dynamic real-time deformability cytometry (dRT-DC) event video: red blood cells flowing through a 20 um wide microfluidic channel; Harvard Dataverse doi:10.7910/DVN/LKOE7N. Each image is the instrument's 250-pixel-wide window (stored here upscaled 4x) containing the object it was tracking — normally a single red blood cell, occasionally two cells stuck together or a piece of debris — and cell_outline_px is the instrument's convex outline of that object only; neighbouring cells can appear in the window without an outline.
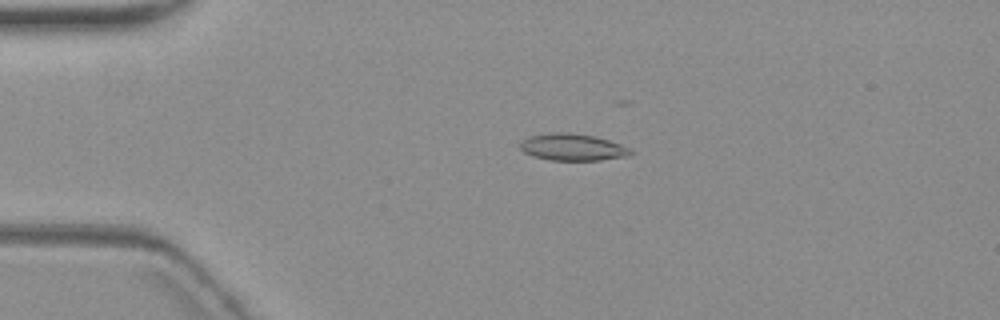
{"species": "common noctule bat (a hibernating species)", "species_latin": "Nyctalus noctula", "temperature_condition": "warm", "stored_images_in_passage": 4, "camera_frame_rate_fps": 3000, "um_per_image_px": 0.085, "animal": {"sex": "female", "body_mass_g": 19.3, "forearm_length_mm": 54.1}, "frame": {"image": 1, "passage_image": 4, "time_ms": 4.0, "image_size_px": [1000, 320], "cell_outline_px": [[636, 152], [628, 156], [600, 160], [548, 160], [532, 156], [524, 152], [520, 148], [520, 140], [528, 136], [552, 132], [568, 132], [592, 136], [608, 140], [620, 144]], "centroid_in_image_um": [48.63, 12.51], "position_along_channel_um": 36.4, "area_um2": 17.4}}